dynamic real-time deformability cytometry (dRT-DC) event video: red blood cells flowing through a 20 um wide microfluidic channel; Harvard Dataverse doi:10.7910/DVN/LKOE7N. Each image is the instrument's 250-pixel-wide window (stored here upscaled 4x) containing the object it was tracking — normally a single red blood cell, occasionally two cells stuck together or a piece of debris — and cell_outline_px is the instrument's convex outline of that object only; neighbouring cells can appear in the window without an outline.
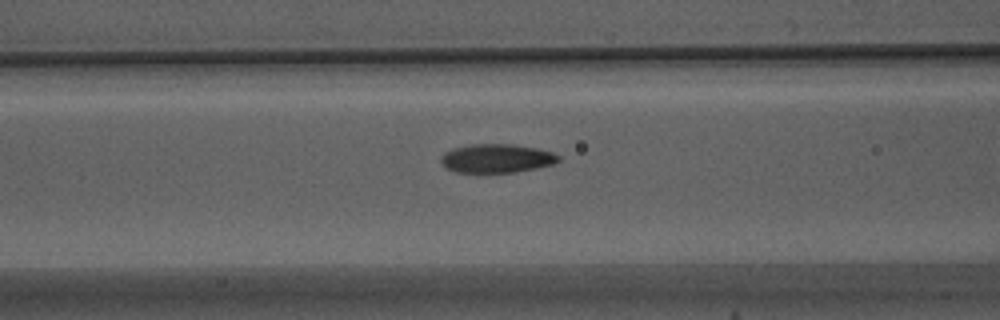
{"species": "Egyptian fruit bat (a non-hibernating species)", "species_latin": "Rousettus aegyptiacus", "temperature_condition": "warm", "stored_images_in_passage": 25, "camera_frame_rate_fps": 3000, "um_per_image_px": 0.085, "animal": {"sex": "male"}, "frame": {"image": 1, "passage_image": 5, "time_ms": 1.333, "image_size_px": [1000, 320], "cell_outline_px": [[560, 160], [552, 164], [536, 168], [516, 172], [456, 172], [448, 168], [440, 160], [440, 156], [444, 152], [452, 148], [472, 144], [512, 144], [536, 148], [552, 152], [560, 156]], "centroid_in_image_um": [42.21, 13.45], "position_along_channel_um": 124.4, "area_um2": 19.59}}
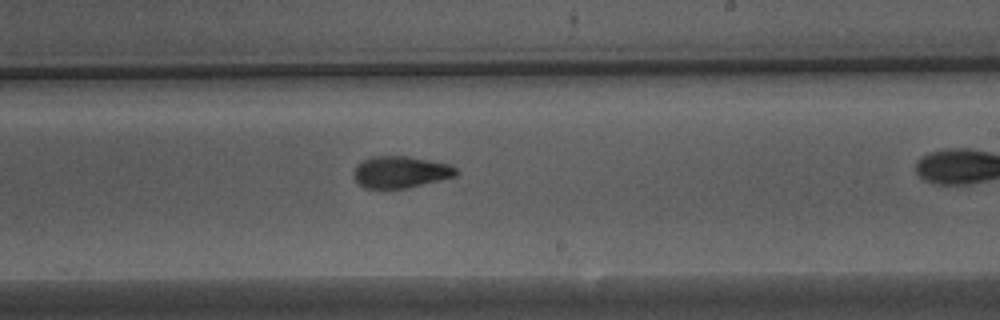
{"frame": {"image": 2, "passage_image": 15, "time_ms": 4.667, "image_size_px": [1000, 320], "cell_outline_px": [[460, 172], [456, 176], [408, 188], [364, 188], [352, 176], [352, 172], [364, 160], [372, 156], [408, 156], [448, 164], [456, 168]], "centroid_in_image_um": [34.06, 14.63], "position_along_channel_um": 254.9, "area_um2": 18.84}}
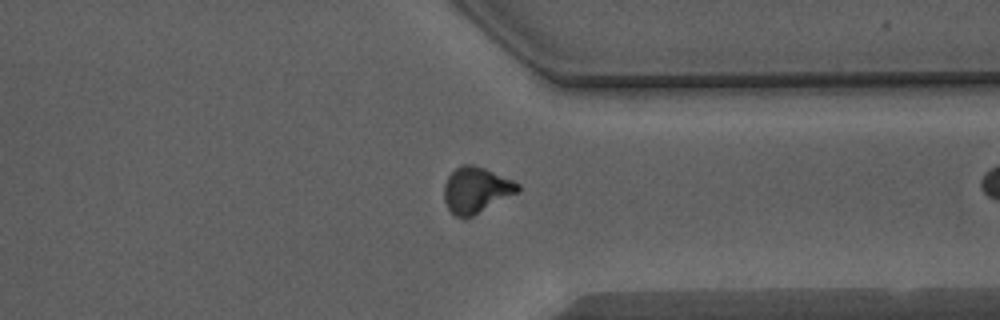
{"frame": {"image": 3, "passage_image": 24, "time_ms": 7.667, "image_size_px": [1000, 320], "cell_outline_px": [[520, 192], [472, 216], [456, 216], [448, 208], [444, 200], [444, 184], [448, 176], [456, 168], [464, 164], [472, 164], [484, 168], [512, 180], [520, 184]], "centroid_in_image_um": [40.49, 16.14], "position_along_channel_um": 370.9, "area_um2": 19.54}}